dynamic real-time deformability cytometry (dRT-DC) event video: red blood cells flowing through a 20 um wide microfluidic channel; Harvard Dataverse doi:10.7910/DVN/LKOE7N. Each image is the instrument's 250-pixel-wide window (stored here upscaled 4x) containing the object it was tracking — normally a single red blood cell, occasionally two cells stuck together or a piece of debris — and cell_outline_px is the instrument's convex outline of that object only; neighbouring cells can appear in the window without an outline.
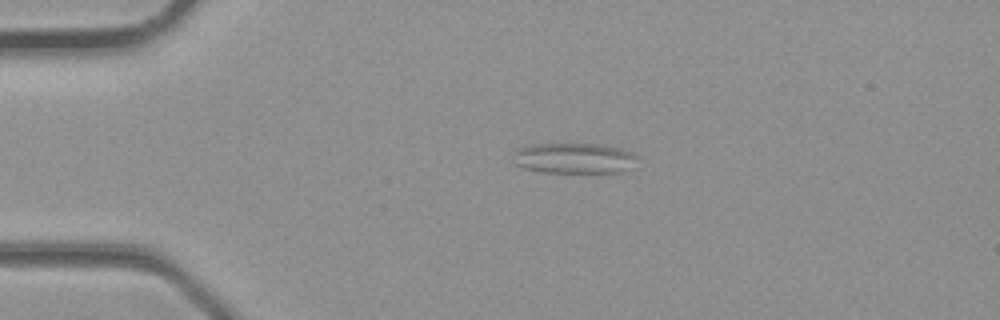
{"species": "common noctule bat (a hibernating species)", "species_latin": "Nyctalus noctula", "temperature_condition": "room temperature", "stored_images_in_passage": 3, "camera_frame_rate_fps": 3000, "um_per_image_px": 0.085, "animal": {"sex": "male", "body_mass_g": 23.1, "forearm_length_mm": 52.7}, "frame": {"image": 1, "passage_image": 2, "time_ms": 0.333, "image_size_px": [1000, 320], "cell_outline_px": [[640, 156], [620, 172], [544, 172], [524, 168], [512, 164], [516, 148], [528, 144], [600, 144], [620, 148], [632, 152]], "centroid_in_image_um": [48.72, 13.43], "position_along_channel_um": 36.3, "area_um2": 22.02}}
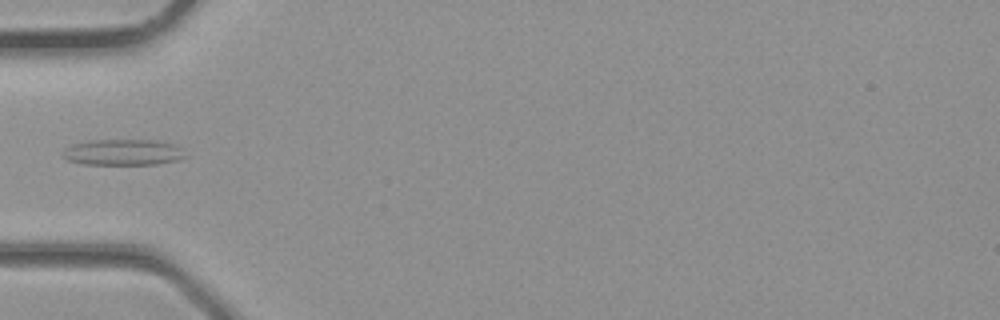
{"frame": {"image": 2, "passage_image": 3, "time_ms": 0.667, "image_size_px": [1000, 320], "cell_outline_px": [[188, 156], [180, 160], [156, 164], [84, 164], [68, 160], [60, 156], [64, 148], [72, 144], [88, 140], [160, 140], [176, 144], [184, 148]], "centroid_in_image_um": [10.52, 12.93], "position_along_channel_um": 74.5, "area_um2": 19.07}}